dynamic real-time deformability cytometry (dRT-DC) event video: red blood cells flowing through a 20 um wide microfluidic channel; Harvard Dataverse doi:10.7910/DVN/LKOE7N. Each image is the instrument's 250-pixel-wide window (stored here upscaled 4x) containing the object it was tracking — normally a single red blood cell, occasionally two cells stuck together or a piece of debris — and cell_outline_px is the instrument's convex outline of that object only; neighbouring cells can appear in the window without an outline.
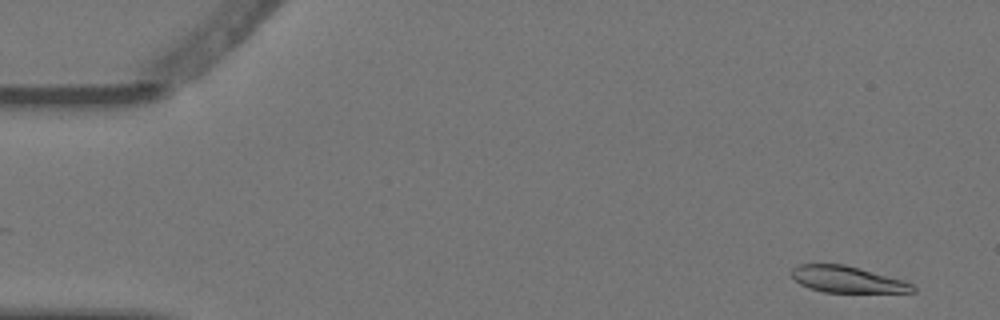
{"species": "Egyptian fruit bat (a non-hibernating species)", "species_latin": "Rousettus aegyptiacus", "temperature_condition": "warm", "stored_images_in_passage": 5, "segment_of_instrument_passage": [1, 2], "camera_frame_rate_fps": 3000, "um_per_image_px": 0.085, "animal": {"sex": "female"}, "frame": {"image": 1, "passage_image": 1, "time_ms": 0.0, "image_size_px": [1000, 320], "cell_outline_px": [[916, 292], [824, 292], [808, 288], [800, 284], [792, 276], [792, 268], [796, 264], [844, 264], [904, 280], [912, 284], [916, 288]], "centroid_in_image_um": [72.01, 23.75], "position_along_channel_um": 13.0, "area_um2": 18.61}}